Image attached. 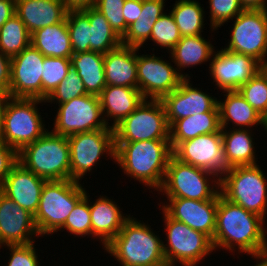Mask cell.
Returning a JSON list of instances; mask_svg holds the SVG:
<instances>
[{"mask_svg": "<svg viewBox=\"0 0 267 266\" xmlns=\"http://www.w3.org/2000/svg\"><path fill=\"white\" fill-rule=\"evenodd\" d=\"M87 94L83 81L77 72L71 67L65 79L52 91L44 100L46 102H56L58 104L72 100Z\"/></svg>", "mask_w": 267, "mask_h": 266, "instance_id": "41", "label": "cell"}, {"mask_svg": "<svg viewBox=\"0 0 267 266\" xmlns=\"http://www.w3.org/2000/svg\"><path fill=\"white\" fill-rule=\"evenodd\" d=\"M11 59L0 52V89L9 91Z\"/></svg>", "mask_w": 267, "mask_h": 266, "instance_id": "47", "label": "cell"}, {"mask_svg": "<svg viewBox=\"0 0 267 266\" xmlns=\"http://www.w3.org/2000/svg\"><path fill=\"white\" fill-rule=\"evenodd\" d=\"M73 54L90 51L89 18L81 11H68L66 16Z\"/></svg>", "mask_w": 267, "mask_h": 266, "instance_id": "38", "label": "cell"}, {"mask_svg": "<svg viewBox=\"0 0 267 266\" xmlns=\"http://www.w3.org/2000/svg\"><path fill=\"white\" fill-rule=\"evenodd\" d=\"M139 12H142V0H125L123 17L127 26L138 20Z\"/></svg>", "mask_w": 267, "mask_h": 266, "instance_id": "46", "label": "cell"}, {"mask_svg": "<svg viewBox=\"0 0 267 266\" xmlns=\"http://www.w3.org/2000/svg\"><path fill=\"white\" fill-rule=\"evenodd\" d=\"M241 6L246 10L263 9L267 10V0H239Z\"/></svg>", "mask_w": 267, "mask_h": 266, "instance_id": "50", "label": "cell"}, {"mask_svg": "<svg viewBox=\"0 0 267 266\" xmlns=\"http://www.w3.org/2000/svg\"><path fill=\"white\" fill-rule=\"evenodd\" d=\"M31 44V34L15 14L0 28V52L8 58L20 54Z\"/></svg>", "mask_w": 267, "mask_h": 266, "instance_id": "35", "label": "cell"}, {"mask_svg": "<svg viewBox=\"0 0 267 266\" xmlns=\"http://www.w3.org/2000/svg\"><path fill=\"white\" fill-rule=\"evenodd\" d=\"M138 89L144 99L161 100L184 79L169 61L152 55H137Z\"/></svg>", "mask_w": 267, "mask_h": 266, "instance_id": "14", "label": "cell"}, {"mask_svg": "<svg viewBox=\"0 0 267 266\" xmlns=\"http://www.w3.org/2000/svg\"><path fill=\"white\" fill-rule=\"evenodd\" d=\"M196 0H178L169 11L181 36L202 35L204 24V8Z\"/></svg>", "mask_w": 267, "mask_h": 266, "instance_id": "34", "label": "cell"}, {"mask_svg": "<svg viewBox=\"0 0 267 266\" xmlns=\"http://www.w3.org/2000/svg\"><path fill=\"white\" fill-rule=\"evenodd\" d=\"M210 27L218 30L228 20H233L244 8L239 0H209Z\"/></svg>", "mask_w": 267, "mask_h": 266, "instance_id": "42", "label": "cell"}, {"mask_svg": "<svg viewBox=\"0 0 267 266\" xmlns=\"http://www.w3.org/2000/svg\"><path fill=\"white\" fill-rule=\"evenodd\" d=\"M172 153L179 161L206 169L219 178L226 171L221 132L203 134L182 141Z\"/></svg>", "mask_w": 267, "mask_h": 266, "instance_id": "15", "label": "cell"}, {"mask_svg": "<svg viewBox=\"0 0 267 266\" xmlns=\"http://www.w3.org/2000/svg\"><path fill=\"white\" fill-rule=\"evenodd\" d=\"M261 67L250 56L233 53L222 48L213 54L209 71L215 86L223 91H232L247 83Z\"/></svg>", "mask_w": 267, "mask_h": 266, "instance_id": "17", "label": "cell"}, {"mask_svg": "<svg viewBox=\"0 0 267 266\" xmlns=\"http://www.w3.org/2000/svg\"><path fill=\"white\" fill-rule=\"evenodd\" d=\"M83 187L80 182L71 179L45 182L34 215L40 237L59 231L76 204L85 196Z\"/></svg>", "mask_w": 267, "mask_h": 266, "instance_id": "5", "label": "cell"}, {"mask_svg": "<svg viewBox=\"0 0 267 266\" xmlns=\"http://www.w3.org/2000/svg\"><path fill=\"white\" fill-rule=\"evenodd\" d=\"M89 204L92 237L100 239L105 247L122 229L124 222L130 217L123 215L120 207L113 199L100 196L93 204Z\"/></svg>", "mask_w": 267, "mask_h": 266, "instance_id": "25", "label": "cell"}, {"mask_svg": "<svg viewBox=\"0 0 267 266\" xmlns=\"http://www.w3.org/2000/svg\"><path fill=\"white\" fill-rule=\"evenodd\" d=\"M18 162V152L0 140V186Z\"/></svg>", "mask_w": 267, "mask_h": 266, "instance_id": "45", "label": "cell"}, {"mask_svg": "<svg viewBox=\"0 0 267 266\" xmlns=\"http://www.w3.org/2000/svg\"><path fill=\"white\" fill-rule=\"evenodd\" d=\"M9 98H10L9 91L0 89V124L3 118V113H4L6 103L9 100Z\"/></svg>", "mask_w": 267, "mask_h": 266, "instance_id": "51", "label": "cell"}, {"mask_svg": "<svg viewBox=\"0 0 267 266\" xmlns=\"http://www.w3.org/2000/svg\"><path fill=\"white\" fill-rule=\"evenodd\" d=\"M67 12L62 0H15V14L30 34L63 21Z\"/></svg>", "mask_w": 267, "mask_h": 266, "instance_id": "22", "label": "cell"}, {"mask_svg": "<svg viewBox=\"0 0 267 266\" xmlns=\"http://www.w3.org/2000/svg\"><path fill=\"white\" fill-rule=\"evenodd\" d=\"M210 40L204 39L202 35L182 36L181 40L170 51L172 62L177 66L175 69L183 78H190L189 74L181 73V69L191 66L201 65L206 61H211L214 50ZM180 71H179V70Z\"/></svg>", "mask_w": 267, "mask_h": 266, "instance_id": "30", "label": "cell"}, {"mask_svg": "<svg viewBox=\"0 0 267 266\" xmlns=\"http://www.w3.org/2000/svg\"><path fill=\"white\" fill-rule=\"evenodd\" d=\"M70 148V179L79 182L106 152L115 160L114 129L104 128L67 137Z\"/></svg>", "mask_w": 267, "mask_h": 266, "instance_id": "12", "label": "cell"}, {"mask_svg": "<svg viewBox=\"0 0 267 266\" xmlns=\"http://www.w3.org/2000/svg\"><path fill=\"white\" fill-rule=\"evenodd\" d=\"M214 132H221L219 111L194 114L176 120L169 128V141L173 150L182 141Z\"/></svg>", "mask_w": 267, "mask_h": 266, "instance_id": "28", "label": "cell"}, {"mask_svg": "<svg viewBox=\"0 0 267 266\" xmlns=\"http://www.w3.org/2000/svg\"><path fill=\"white\" fill-rule=\"evenodd\" d=\"M125 0H96L94 8L105 16L111 28L122 38L128 26L123 17Z\"/></svg>", "mask_w": 267, "mask_h": 266, "instance_id": "43", "label": "cell"}, {"mask_svg": "<svg viewBox=\"0 0 267 266\" xmlns=\"http://www.w3.org/2000/svg\"><path fill=\"white\" fill-rule=\"evenodd\" d=\"M169 127L176 121L194 114L219 111L215 97L192 87L190 78H184L179 87L161 99Z\"/></svg>", "mask_w": 267, "mask_h": 266, "instance_id": "18", "label": "cell"}, {"mask_svg": "<svg viewBox=\"0 0 267 266\" xmlns=\"http://www.w3.org/2000/svg\"><path fill=\"white\" fill-rule=\"evenodd\" d=\"M158 191L164 192L163 195L166 194L167 198L218 200L220 178L206 169L181 162L172 155Z\"/></svg>", "mask_w": 267, "mask_h": 266, "instance_id": "8", "label": "cell"}, {"mask_svg": "<svg viewBox=\"0 0 267 266\" xmlns=\"http://www.w3.org/2000/svg\"><path fill=\"white\" fill-rule=\"evenodd\" d=\"M105 54L99 52L75 53L71 56V67L83 81L87 94L99 96L106 87Z\"/></svg>", "mask_w": 267, "mask_h": 266, "instance_id": "31", "label": "cell"}, {"mask_svg": "<svg viewBox=\"0 0 267 266\" xmlns=\"http://www.w3.org/2000/svg\"><path fill=\"white\" fill-rule=\"evenodd\" d=\"M220 177V194L264 220L267 214V178L259 165L236 166Z\"/></svg>", "mask_w": 267, "mask_h": 266, "instance_id": "6", "label": "cell"}, {"mask_svg": "<svg viewBox=\"0 0 267 266\" xmlns=\"http://www.w3.org/2000/svg\"><path fill=\"white\" fill-rule=\"evenodd\" d=\"M181 37L172 14L164 13L154 24L149 40L170 52L181 40Z\"/></svg>", "mask_w": 267, "mask_h": 266, "instance_id": "40", "label": "cell"}, {"mask_svg": "<svg viewBox=\"0 0 267 266\" xmlns=\"http://www.w3.org/2000/svg\"><path fill=\"white\" fill-rule=\"evenodd\" d=\"M232 29L229 45L224 50L250 56L265 67L267 65V10L244 9L235 17Z\"/></svg>", "mask_w": 267, "mask_h": 266, "instance_id": "11", "label": "cell"}, {"mask_svg": "<svg viewBox=\"0 0 267 266\" xmlns=\"http://www.w3.org/2000/svg\"><path fill=\"white\" fill-rule=\"evenodd\" d=\"M18 162L47 181L70 179V148L67 137L47 131L18 152Z\"/></svg>", "mask_w": 267, "mask_h": 266, "instance_id": "4", "label": "cell"}, {"mask_svg": "<svg viewBox=\"0 0 267 266\" xmlns=\"http://www.w3.org/2000/svg\"><path fill=\"white\" fill-rule=\"evenodd\" d=\"M70 68L71 59L45 56L42 71V100H45L65 79Z\"/></svg>", "mask_w": 267, "mask_h": 266, "instance_id": "37", "label": "cell"}, {"mask_svg": "<svg viewBox=\"0 0 267 266\" xmlns=\"http://www.w3.org/2000/svg\"><path fill=\"white\" fill-rule=\"evenodd\" d=\"M262 217L245 210L240 205L218 196L216 228L212 239L214 249L222 248L233 251L236 246L239 253H247L261 258L267 230Z\"/></svg>", "mask_w": 267, "mask_h": 266, "instance_id": "1", "label": "cell"}, {"mask_svg": "<svg viewBox=\"0 0 267 266\" xmlns=\"http://www.w3.org/2000/svg\"><path fill=\"white\" fill-rule=\"evenodd\" d=\"M34 235L40 236L34 215L0 191V246L30 244Z\"/></svg>", "mask_w": 267, "mask_h": 266, "instance_id": "19", "label": "cell"}, {"mask_svg": "<svg viewBox=\"0 0 267 266\" xmlns=\"http://www.w3.org/2000/svg\"><path fill=\"white\" fill-rule=\"evenodd\" d=\"M255 266H267V265L260 259V262L257 263Z\"/></svg>", "mask_w": 267, "mask_h": 266, "instance_id": "53", "label": "cell"}, {"mask_svg": "<svg viewBox=\"0 0 267 266\" xmlns=\"http://www.w3.org/2000/svg\"><path fill=\"white\" fill-rule=\"evenodd\" d=\"M173 155L169 139L115 142V160L129 177L157 191Z\"/></svg>", "mask_w": 267, "mask_h": 266, "instance_id": "2", "label": "cell"}, {"mask_svg": "<svg viewBox=\"0 0 267 266\" xmlns=\"http://www.w3.org/2000/svg\"><path fill=\"white\" fill-rule=\"evenodd\" d=\"M46 181L17 162L0 186V191L17 205L35 215Z\"/></svg>", "mask_w": 267, "mask_h": 266, "instance_id": "21", "label": "cell"}, {"mask_svg": "<svg viewBox=\"0 0 267 266\" xmlns=\"http://www.w3.org/2000/svg\"><path fill=\"white\" fill-rule=\"evenodd\" d=\"M53 133L65 137L108 126L102 114L99 96L85 94L58 105Z\"/></svg>", "mask_w": 267, "mask_h": 266, "instance_id": "13", "label": "cell"}, {"mask_svg": "<svg viewBox=\"0 0 267 266\" xmlns=\"http://www.w3.org/2000/svg\"><path fill=\"white\" fill-rule=\"evenodd\" d=\"M45 56L31 44L11 58L10 97L42 99Z\"/></svg>", "mask_w": 267, "mask_h": 266, "instance_id": "16", "label": "cell"}, {"mask_svg": "<svg viewBox=\"0 0 267 266\" xmlns=\"http://www.w3.org/2000/svg\"><path fill=\"white\" fill-rule=\"evenodd\" d=\"M260 259L267 265V238H266L264 251Z\"/></svg>", "mask_w": 267, "mask_h": 266, "instance_id": "52", "label": "cell"}, {"mask_svg": "<svg viewBox=\"0 0 267 266\" xmlns=\"http://www.w3.org/2000/svg\"><path fill=\"white\" fill-rule=\"evenodd\" d=\"M169 125L161 100L144 101L114 129L115 142L169 139Z\"/></svg>", "mask_w": 267, "mask_h": 266, "instance_id": "10", "label": "cell"}, {"mask_svg": "<svg viewBox=\"0 0 267 266\" xmlns=\"http://www.w3.org/2000/svg\"><path fill=\"white\" fill-rule=\"evenodd\" d=\"M36 98L10 97L0 124V140L19 152L24 146L42 137L48 130L38 112ZM46 129V130H45Z\"/></svg>", "mask_w": 267, "mask_h": 266, "instance_id": "7", "label": "cell"}, {"mask_svg": "<svg viewBox=\"0 0 267 266\" xmlns=\"http://www.w3.org/2000/svg\"><path fill=\"white\" fill-rule=\"evenodd\" d=\"M15 15V0H0V28Z\"/></svg>", "mask_w": 267, "mask_h": 266, "instance_id": "48", "label": "cell"}, {"mask_svg": "<svg viewBox=\"0 0 267 266\" xmlns=\"http://www.w3.org/2000/svg\"><path fill=\"white\" fill-rule=\"evenodd\" d=\"M168 201L169 203H163L160 209L170 218L185 223L213 239L218 200L168 198Z\"/></svg>", "mask_w": 267, "mask_h": 266, "instance_id": "20", "label": "cell"}, {"mask_svg": "<svg viewBox=\"0 0 267 266\" xmlns=\"http://www.w3.org/2000/svg\"><path fill=\"white\" fill-rule=\"evenodd\" d=\"M68 11H79L94 7L96 0H62Z\"/></svg>", "mask_w": 267, "mask_h": 266, "instance_id": "49", "label": "cell"}, {"mask_svg": "<svg viewBox=\"0 0 267 266\" xmlns=\"http://www.w3.org/2000/svg\"><path fill=\"white\" fill-rule=\"evenodd\" d=\"M90 22L89 46L93 52L106 54L119 47L121 37L111 28L105 16L94 7L81 10Z\"/></svg>", "mask_w": 267, "mask_h": 266, "instance_id": "33", "label": "cell"}, {"mask_svg": "<svg viewBox=\"0 0 267 266\" xmlns=\"http://www.w3.org/2000/svg\"><path fill=\"white\" fill-rule=\"evenodd\" d=\"M10 253L7 266H40L34 242L25 245H6Z\"/></svg>", "mask_w": 267, "mask_h": 266, "instance_id": "44", "label": "cell"}, {"mask_svg": "<svg viewBox=\"0 0 267 266\" xmlns=\"http://www.w3.org/2000/svg\"><path fill=\"white\" fill-rule=\"evenodd\" d=\"M250 131L252 129H221L226 170L236 166L257 165L255 143Z\"/></svg>", "mask_w": 267, "mask_h": 266, "instance_id": "27", "label": "cell"}, {"mask_svg": "<svg viewBox=\"0 0 267 266\" xmlns=\"http://www.w3.org/2000/svg\"><path fill=\"white\" fill-rule=\"evenodd\" d=\"M239 94L267 120V69L261 67L247 83L242 84Z\"/></svg>", "mask_w": 267, "mask_h": 266, "instance_id": "36", "label": "cell"}, {"mask_svg": "<svg viewBox=\"0 0 267 266\" xmlns=\"http://www.w3.org/2000/svg\"><path fill=\"white\" fill-rule=\"evenodd\" d=\"M139 48L120 45L104 56L106 86L138 88L137 54Z\"/></svg>", "mask_w": 267, "mask_h": 266, "instance_id": "23", "label": "cell"}, {"mask_svg": "<svg viewBox=\"0 0 267 266\" xmlns=\"http://www.w3.org/2000/svg\"><path fill=\"white\" fill-rule=\"evenodd\" d=\"M165 0H142L138 20L128 26L121 38L122 45L139 48L150 39L156 21L164 14Z\"/></svg>", "mask_w": 267, "mask_h": 266, "instance_id": "32", "label": "cell"}, {"mask_svg": "<svg viewBox=\"0 0 267 266\" xmlns=\"http://www.w3.org/2000/svg\"><path fill=\"white\" fill-rule=\"evenodd\" d=\"M129 217L120 232L103 248L122 266H168L163 241L145 223Z\"/></svg>", "mask_w": 267, "mask_h": 266, "instance_id": "3", "label": "cell"}, {"mask_svg": "<svg viewBox=\"0 0 267 266\" xmlns=\"http://www.w3.org/2000/svg\"><path fill=\"white\" fill-rule=\"evenodd\" d=\"M99 100L106 124L110 126V117L114 128L144 101V97L138 88L108 85L100 93Z\"/></svg>", "mask_w": 267, "mask_h": 266, "instance_id": "24", "label": "cell"}, {"mask_svg": "<svg viewBox=\"0 0 267 266\" xmlns=\"http://www.w3.org/2000/svg\"><path fill=\"white\" fill-rule=\"evenodd\" d=\"M31 45L44 56L70 59L73 49L66 18L57 24L40 28L31 33Z\"/></svg>", "mask_w": 267, "mask_h": 266, "instance_id": "29", "label": "cell"}, {"mask_svg": "<svg viewBox=\"0 0 267 266\" xmlns=\"http://www.w3.org/2000/svg\"><path fill=\"white\" fill-rule=\"evenodd\" d=\"M167 243L163 241V253L168 266H196L209 253L215 251L212 239L185 223L170 218L163 210Z\"/></svg>", "mask_w": 267, "mask_h": 266, "instance_id": "9", "label": "cell"}, {"mask_svg": "<svg viewBox=\"0 0 267 266\" xmlns=\"http://www.w3.org/2000/svg\"><path fill=\"white\" fill-rule=\"evenodd\" d=\"M89 196L87 191L85 196L76 204L74 209L71 211L64 225L59 229H66L70 234L92 237V225L91 215L89 208Z\"/></svg>", "mask_w": 267, "mask_h": 266, "instance_id": "39", "label": "cell"}, {"mask_svg": "<svg viewBox=\"0 0 267 266\" xmlns=\"http://www.w3.org/2000/svg\"><path fill=\"white\" fill-rule=\"evenodd\" d=\"M224 102L218 100L221 129H227L230 123L233 128L249 129L261 125L266 130V120L239 94L237 90L224 91ZM230 121V122H229ZM239 126V127H238ZM227 127V128H226Z\"/></svg>", "mask_w": 267, "mask_h": 266, "instance_id": "26", "label": "cell"}]
</instances>
